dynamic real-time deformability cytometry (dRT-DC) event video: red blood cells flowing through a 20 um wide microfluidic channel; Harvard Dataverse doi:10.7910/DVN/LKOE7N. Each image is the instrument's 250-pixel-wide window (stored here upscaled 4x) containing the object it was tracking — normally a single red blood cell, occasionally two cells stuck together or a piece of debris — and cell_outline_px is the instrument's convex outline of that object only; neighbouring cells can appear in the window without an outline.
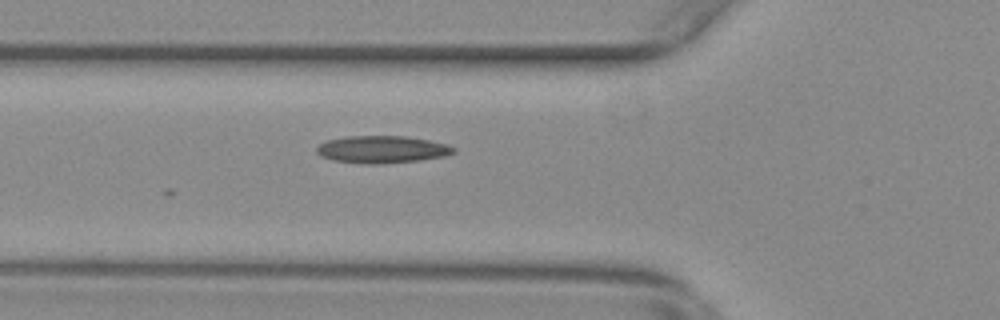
{"species": "common noctule bat (a hibernating species)", "species_latin": "Nyctalus noctula", "temperature_condition": "warm", "stored_images_in_passage": 3, "camera_frame_rate_fps": 3000, "um_per_image_px": 0.085, "animal": {"sex": "female", "body_mass_g": 29.2, "forearm_length_mm": 56.3}, "frame": {"image": 1, "passage_image": 3, "time_ms": 0.667, "image_size_px": [1000, 320], "cell_outline_px": [[456, 152], [444, 156], [416, 160], [380, 164], [368, 164], [336, 160], [320, 156], [316, 152], [316, 148], [320, 144], [328, 140], [344, 136], [404, 136], [428, 140], [444, 144], [456, 148]], "centroid_in_image_um": [32.45, 12.69], "position_along_channel_um": 93.4, "area_um2": 21.5}}